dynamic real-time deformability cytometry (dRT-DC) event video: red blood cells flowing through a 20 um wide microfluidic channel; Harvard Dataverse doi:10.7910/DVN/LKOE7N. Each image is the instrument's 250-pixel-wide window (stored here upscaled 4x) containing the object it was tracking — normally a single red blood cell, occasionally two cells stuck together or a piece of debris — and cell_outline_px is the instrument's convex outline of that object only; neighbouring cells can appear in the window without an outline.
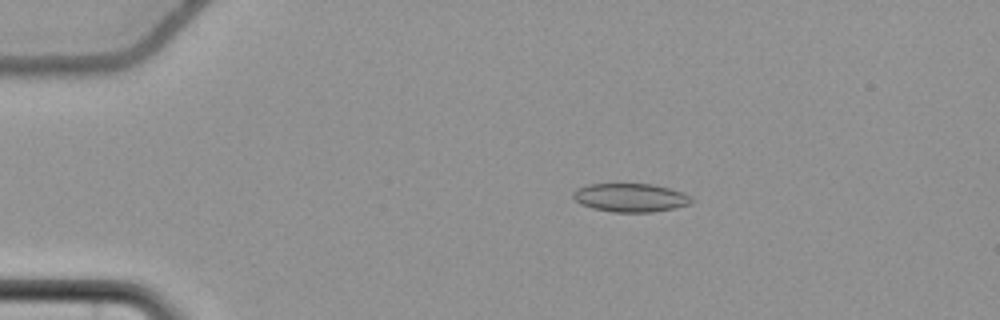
{"species": "common noctule bat (a hibernating species)", "species_latin": "Nyctalus noctula", "temperature_condition": "cold", "stored_images_in_passage": 57, "camera_frame_rate_fps": 3000, "um_per_image_px": 0.085, "animal": {"sex": "female", "body_mass_g": 22.7, "forearm_length_mm": 54.2}, "frame": {"image": 1, "passage_image": 12, "time_ms": 3.667, "image_size_px": [1000, 320], "cell_outline_px": [[692, 204], [652, 212], [612, 212], [592, 208], [580, 204], [572, 196], [572, 192], [576, 188], [588, 184], [652, 184], [672, 188], [684, 192], [692, 196]], "centroid_in_image_um": [53.6, 16.79], "position_along_channel_um": 31.4, "area_um2": 19.88}}
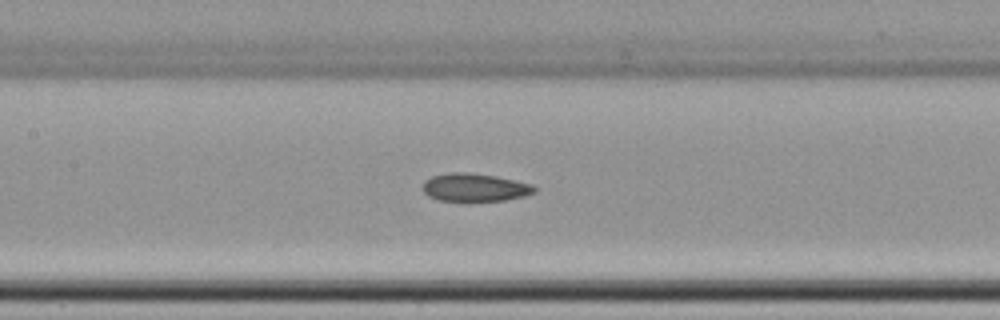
{"frame": {"image": 2, "passage_image": 28, "time_ms": 9.0, "image_size_px": [1000, 320], "cell_outline_px": [[536, 192], [524, 196], [504, 200], [440, 200], [428, 196], [424, 192], [424, 180], [432, 176], [448, 172], [468, 172], [496, 176], [532, 184], [536, 188]], "centroid_in_image_um": [40.36, 15.91], "position_along_channel_um": 167.0, "area_um2": 18.03}}
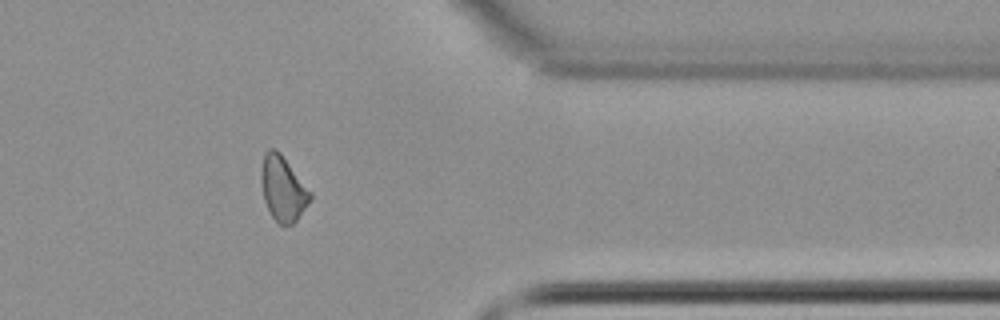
{"frame": {"image": 3, "passage_image": 47, "time_ms": 15.333, "image_size_px": [1000, 320], "cell_outline_px": [[312, 196], [308, 204], [296, 220], [292, 224], [280, 224], [272, 216], [264, 200], [260, 180], [260, 172], [264, 152], [268, 148], [276, 148], [280, 152], [312, 192]], "centroid_in_image_um": [24.03, 15.98], "position_along_channel_um": 387.4, "area_um2": 18.55}, "authors_computed_cell_mechanics": {"area_um2": 19.0162, "velocity_mm_per_s": 3.7045, "shape_relaxation_time_tau1_ms": null, "shape_relaxation_time_tau2_ms": 7.3555, "deformation_change_tau1": null, "deformation_change_tau2": 0.107}}